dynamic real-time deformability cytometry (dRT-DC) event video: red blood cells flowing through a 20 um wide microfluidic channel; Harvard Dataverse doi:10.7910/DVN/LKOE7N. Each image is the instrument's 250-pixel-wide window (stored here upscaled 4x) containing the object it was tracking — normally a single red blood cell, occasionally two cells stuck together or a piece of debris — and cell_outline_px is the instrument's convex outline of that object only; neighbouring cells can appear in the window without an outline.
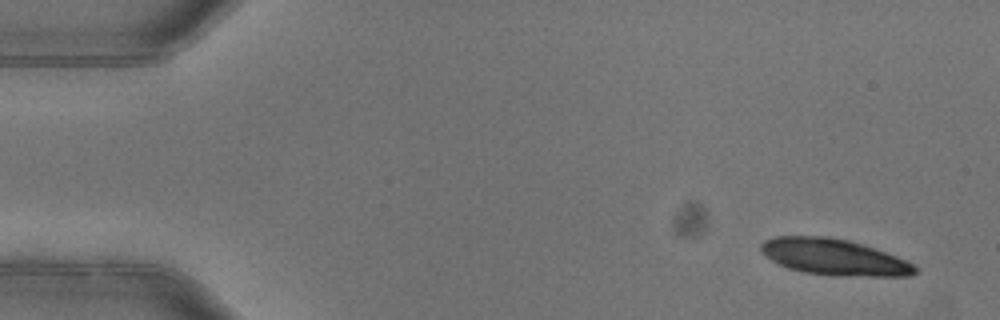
{"species": "common noctule bat (a hibernating species)", "species_latin": "Nyctalus noctula", "temperature_condition": "warm", "stored_images_in_passage": 5, "segment_of_instrument_passage": [1, 2], "camera_frame_rate_fps": 3000, "um_per_image_px": 0.085, "animal": {"sex": "female"}, "frame": {"image": 1, "passage_image": 1, "time_ms": 0.0, "image_size_px": [1000, 320], "cell_outline_px": [[920, 272], [912, 276], [836, 276], [804, 272], [788, 268], [772, 260], [760, 252], [760, 244], [764, 240], [776, 236], [828, 236], [848, 240], [896, 256], [916, 264], [920, 268]], "centroid_in_image_um": [70.93, 21.86], "position_along_channel_um": 14.1, "area_um2": 32.71}}